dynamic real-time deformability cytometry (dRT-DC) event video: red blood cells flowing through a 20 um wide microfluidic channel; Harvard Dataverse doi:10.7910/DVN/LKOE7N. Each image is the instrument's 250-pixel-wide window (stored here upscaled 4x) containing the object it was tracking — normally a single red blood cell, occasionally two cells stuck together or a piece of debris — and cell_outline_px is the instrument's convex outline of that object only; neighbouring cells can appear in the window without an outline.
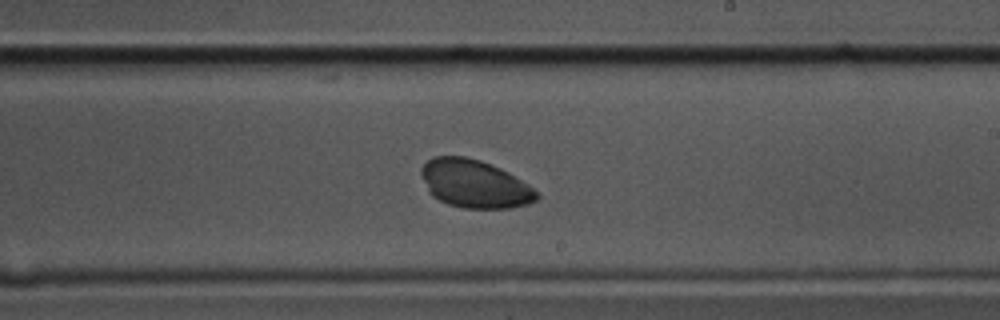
{"species": "common noctule bat (a hibernating species)", "species_latin": "Nyctalus noctula", "temperature_condition": "cold", "stored_images_in_passage": 41, "camera_frame_rate_fps": 3000, "um_per_image_px": 0.085, "animal": {"sex": "male", "body_mass_g": 17.5, "forearm_length_mm": 52.3}, "frame": {"image": 1, "passage_image": 28, "time_ms": 9.0, "image_size_px": [1000, 320], "cell_outline_px": [[540, 196], [536, 200], [528, 204], [508, 208], [464, 208], [448, 204], [432, 196], [428, 192], [420, 172], [420, 168], [432, 156], [464, 156], [480, 160], [500, 168], [508, 172], [528, 184], [540, 192]], "centroid_in_image_um": [40.34, 15.62], "position_along_channel_um": 248.7, "area_um2": 32.43}}
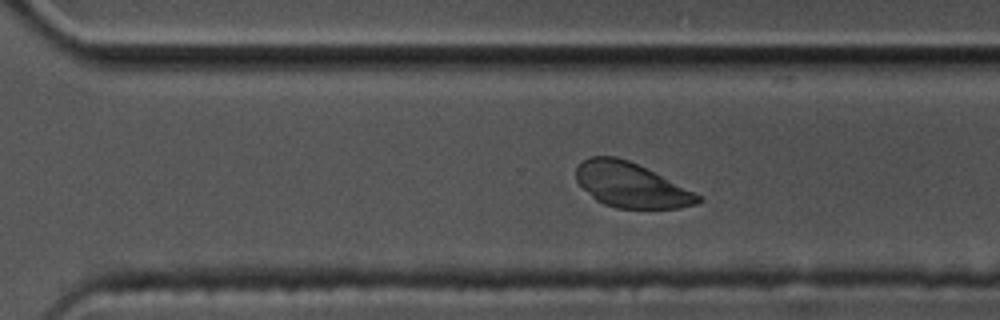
{"frame": {"image": 2, "passage_image": 34, "time_ms": 11.0, "image_size_px": [1000, 320], "cell_outline_px": [[704, 200], [700, 204], [680, 208], [616, 208], [604, 204], [596, 200], [576, 180], [576, 168], [584, 160], [592, 156], [616, 156], [628, 160], [696, 192]], "centroid_in_image_um": [53.68, 15.74], "position_along_channel_um": 316.9, "area_um2": 31.62}}
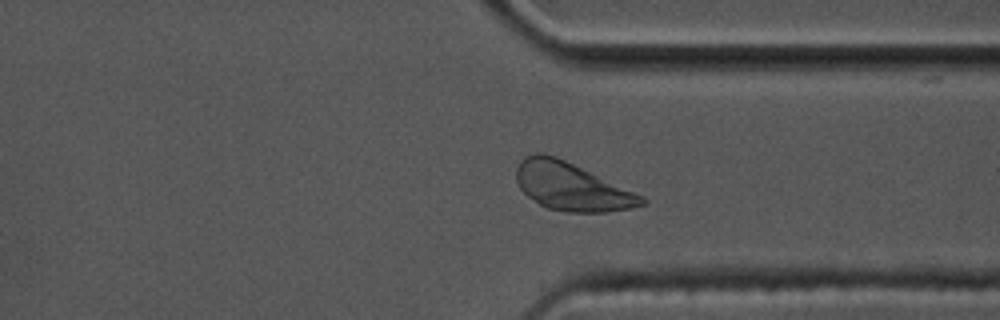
{"frame": {"image": 3, "passage_image": 38, "time_ms": 12.333, "image_size_px": [1000, 320], "cell_outline_px": [[648, 204], [632, 208], [608, 212], [568, 212], [548, 208], [540, 204], [528, 196], [520, 188], [516, 180], [516, 168], [520, 160], [524, 156], [536, 152], [544, 152], [556, 156], [644, 196], [648, 200]], "centroid_in_image_um": [48.59, 15.85], "position_along_channel_um": 362.8, "area_um2": 35.08}}